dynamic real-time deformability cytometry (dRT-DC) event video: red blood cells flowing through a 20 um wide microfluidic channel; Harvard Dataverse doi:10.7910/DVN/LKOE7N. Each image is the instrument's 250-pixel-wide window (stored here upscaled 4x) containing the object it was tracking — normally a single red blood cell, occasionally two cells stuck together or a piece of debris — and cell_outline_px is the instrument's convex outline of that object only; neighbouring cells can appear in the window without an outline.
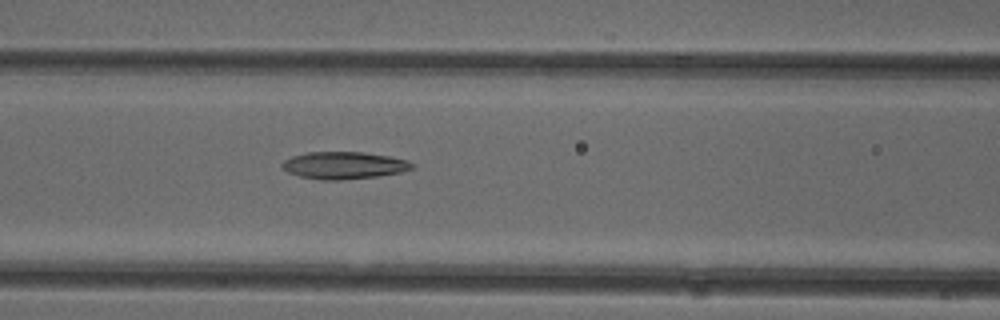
{"species": "common noctule bat (a hibernating species)", "species_latin": "Nyctalus noctula", "temperature_condition": "cold", "stored_images_in_passage": 36, "camera_frame_rate_fps": 3000, "um_per_image_px": 0.085, "animal": {"sex": "female"}, "frame": {"image": 1, "passage_image": 6, "time_ms": 1.667, "image_size_px": [1000, 320], "cell_outline_px": [[416, 168], [400, 172], [376, 176], [340, 180], [320, 180], [300, 176], [288, 172], [280, 164], [284, 160], [292, 156], [308, 152], [364, 152], [388, 156], [408, 160], [416, 164]], "centroid_in_image_um": [29.26, 14.05], "position_along_channel_um": 137.3, "area_um2": 20.63}}
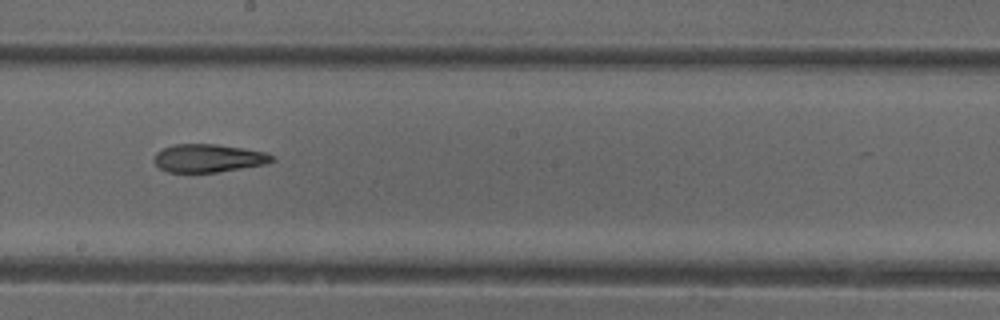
{"frame": {"image": 2, "passage_image": 13, "time_ms": 4.0, "image_size_px": [1000, 320], "cell_outline_px": [[276, 160], [264, 164], [216, 172], [168, 172], [160, 168], [152, 160], [156, 152], [172, 144], [216, 144], [264, 152], [272, 156]], "centroid_in_image_um": [17.65, 13.44], "position_along_channel_um": 230.5, "area_um2": 19.07}}
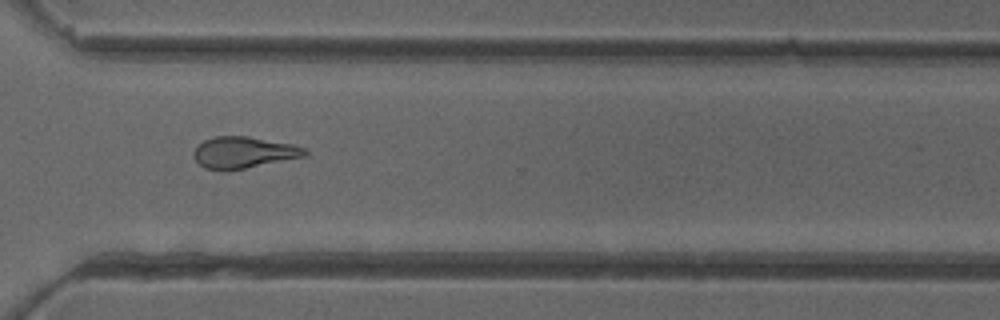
{"frame": {"image": 3, "passage_image": 22, "time_ms": 7.0, "image_size_px": [1000, 320], "cell_outline_px": [[308, 152], [304, 156], [244, 168], [204, 168], [192, 156], [192, 152], [204, 140], [216, 136], [248, 136], [292, 144], [304, 148]], "centroid_in_image_um": [20.69, 12.92], "position_along_channel_um": 349.9, "area_um2": 19.71}, "authors_computed_cell_mechanics": {"area_um2": 20.1722, "velocity_mm_per_s": 3.9893, "shape_relaxation_time_tau1_ms": 9.694, "shape_relaxation_time_tau2_ms": 4.8773, "deformation_change_tau1": 0.2269, "deformation_change_tau2": 0.1554}}